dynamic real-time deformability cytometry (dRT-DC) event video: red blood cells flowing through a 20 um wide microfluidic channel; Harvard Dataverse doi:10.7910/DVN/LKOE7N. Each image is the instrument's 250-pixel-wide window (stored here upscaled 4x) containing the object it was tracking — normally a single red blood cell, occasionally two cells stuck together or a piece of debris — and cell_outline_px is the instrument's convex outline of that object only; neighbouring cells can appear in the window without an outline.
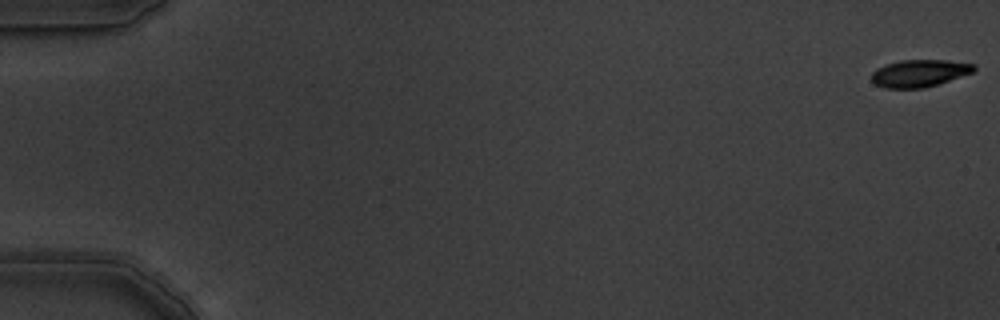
{"species": "common noctule bat (a hibernating species)", "species_latin": "Nyctalus noctula", "temperature_condition": "warm", "stored_images_in_passage": 7, "camera_frame_rate_fps": 3000, "um_per_image_px": 0.085, "animal": {"sex": "male", "body_mass_g": 19.5, "forearm_length_mm": 54.6}, "frame": {"image": 1, "passage_image": 1, "time_ms": 0.0, "image_size_px": [1000, 320], "cell_outline_px": [[976, 68], [972, 72], [924, 88], [884, 88], [876, 84], [872, 80], [872, 72], [876, 68], [900, 60], [948, 60], [976, 64]], "centroid_in_image_um": [78.14, 6.21], "position_along_channel_um": 6.9, "area_um2": 16.07}}
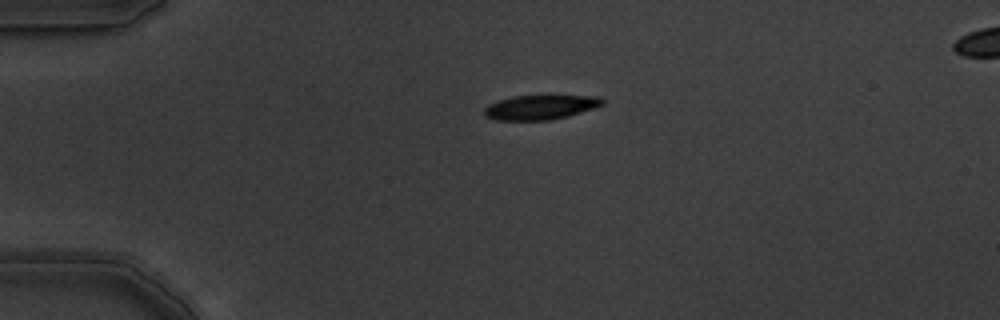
{"frame": {"image": 2, "passage_image": 5, "time_ms": 1.333, "image_size_px": [1000, 320], "cell_outline_px": [[604, 104], [568, 116], [548, 120], [496, 120], [484, 116], [484, 108], [488, 104], [512, 96], [544, 92], [548, 92], [600, 96], [604, 100]], "centroid_in_image_um": [45.98, 9.04], "position_along_channel_um": 39.0, "area_um2": 18.03}}